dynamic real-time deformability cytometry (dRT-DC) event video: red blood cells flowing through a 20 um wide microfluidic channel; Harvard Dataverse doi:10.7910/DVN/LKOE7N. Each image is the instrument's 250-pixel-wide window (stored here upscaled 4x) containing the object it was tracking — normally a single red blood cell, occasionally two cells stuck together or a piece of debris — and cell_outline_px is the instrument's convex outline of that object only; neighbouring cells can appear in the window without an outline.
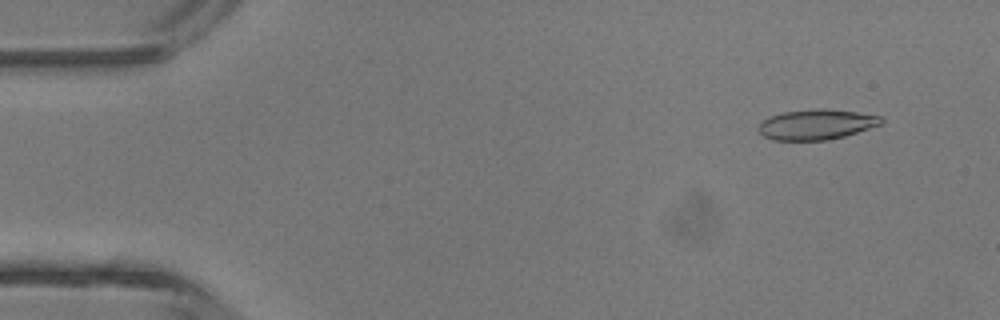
{"species": "common noctule bat (a hibernating species)", "species_latin": "Nyctalus noctula", "temperature_condition": "room temperature", "stored_images_in_passage": 3, "camera_frame_rate_fps": 3000, "um_per_image_px": 0.085, "animal": {"sex": "male", "body_mass_g": 13.3}, "frame": {"image": 1, "passage_image": 2, "time_ms": 1.0, "image_size_px": [1000, 320], "cell_outline_px": [[884, 120], [880, 124], [844, 136], [828, 140], [772, 140], [764, 136], [760, 132], [760, 124], [764, 120], [772, 116], [784, 112], [856, 112], [880, 116]], "centroid_in_image_um": [69.38, 10.64], "position_along_channel_um": 15.6, "area_um2": 20.11}}